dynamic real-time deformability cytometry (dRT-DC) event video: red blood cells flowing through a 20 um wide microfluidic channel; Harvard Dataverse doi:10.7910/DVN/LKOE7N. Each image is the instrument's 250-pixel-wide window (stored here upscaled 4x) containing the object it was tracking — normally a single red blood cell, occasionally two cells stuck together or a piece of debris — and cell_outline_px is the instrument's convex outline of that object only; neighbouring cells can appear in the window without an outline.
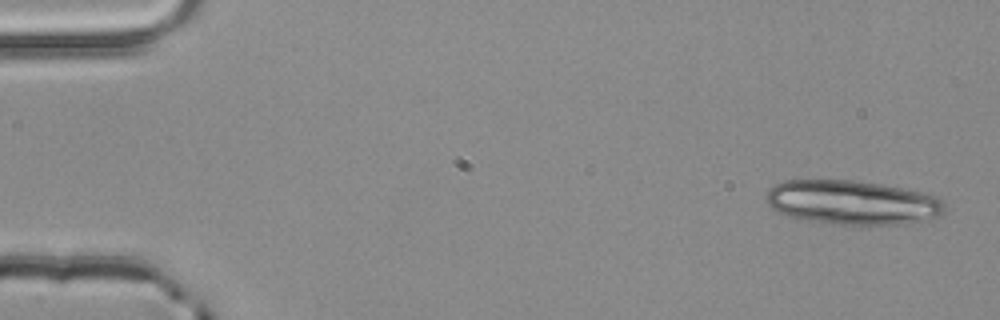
{"species": "common noctule bat (a hibernating species)", "species_latin": "Nyctalus noctula", "temperature_condition": "room temperature", "stored_images_in_passage": 3, "camera_frame_rate_fps": 3000, "um_per_image_px": 0.085, "animal": {"sex": "male", "body_mass_g": 20.4}, "frame": {"image": 1, "passage_image": 1, "time_ms": 0.0, "image_size_px": [1000, 320], "cell_outline_px": [[944, 212], [940, 216], [908, 224], [832, 224], [800, 220], [776, 212], [768, 204], [768, 188], [784, 180], [852, 180], [884, 184], [924, 192], [936, 196], [944, 204]], "centroid_in_image_um": [72.44, 17.21], "position_along_channel_um": 12.6, "area_um2": 46.36}}